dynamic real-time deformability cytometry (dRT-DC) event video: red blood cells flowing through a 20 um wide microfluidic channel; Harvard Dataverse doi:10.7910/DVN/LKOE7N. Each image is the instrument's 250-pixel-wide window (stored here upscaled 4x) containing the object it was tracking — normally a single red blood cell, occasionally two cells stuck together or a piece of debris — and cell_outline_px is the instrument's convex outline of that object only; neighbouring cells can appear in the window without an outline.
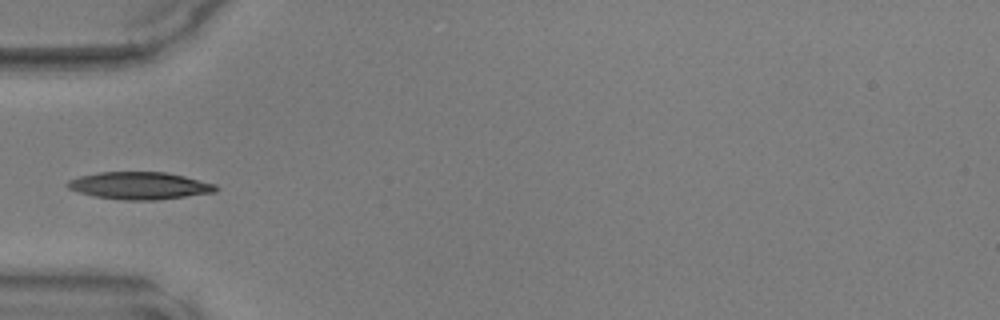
{"species": "common noctule bat (a hibernating species)", "species_latin": "Nyctalus noctula", "temperature_condition": "warm", "stored_images_in_passage": 33, "camera_frame_rate_fps": 3000, "um_per_image_px": 0.085, "animal": {"sex": "male", "body_mass_g": 17.9, "forearm_length_mm": 54.2}, "frame": {"image": 1, "passage_image": 1, "time_ms": 0.0, "image_size_px": [1000, 320], "cell_outline_px": [[216, 192], [156, 200], [120, 200], [96, 196], [80, 192], [68, 188], [64, 184], [68, 180], [80, 176], [100, 172], [164, 172], [184, 176], [216, 184]], "centroid_in_image_um": [11.84, 15.78], "position_along_channel_um": 73.2, "area_um2": 23.47}}
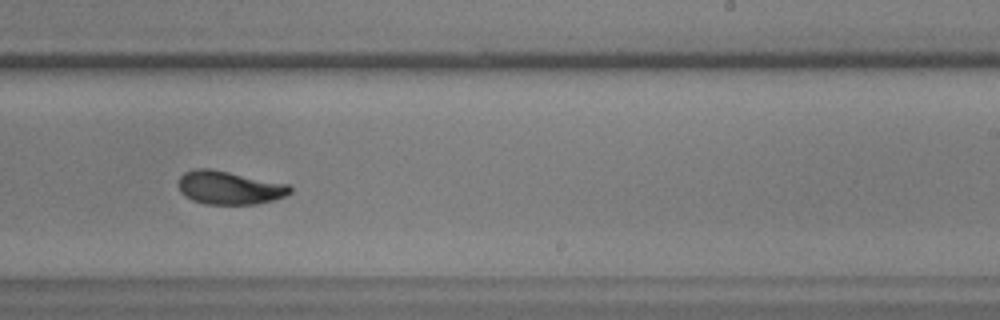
{"frame": {"image": 2, "passage_image": 15, "time_ms": 4.667, "image_size_px": [1000, 320], "cell_outline_px": [[292, 192], [284, 196], [272, 200], [256, 204], [204, 204], [192, 200], [184, 196], [180, 192], [176, 184], [180, 176], [184, 172], [192, 168], [212, 168], [288, 184], [292, 188]], "centroid_in_image_um": [19.43, 15.94], "position_along_channel_um": 269.6, "area_um2": 22.02}}
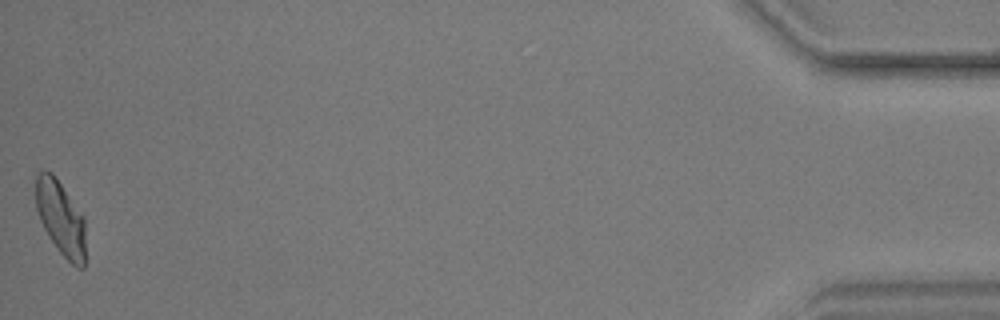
{"frame": {"image": 3, "passage_image": 33, "time_ms": 10.667, "image_size_px": [1000, 320], "cell_outline_px": [[84, 268], [76, 268], [60, 252], [48, 236], [40, 220], [36, 208], [36, 176], [44, 168], [52, 172], [84, 216]], "centroid_in_image_um": [5.15, 18.52], "position_along_channel_um": 430.1, "area_um2": 21.44}}